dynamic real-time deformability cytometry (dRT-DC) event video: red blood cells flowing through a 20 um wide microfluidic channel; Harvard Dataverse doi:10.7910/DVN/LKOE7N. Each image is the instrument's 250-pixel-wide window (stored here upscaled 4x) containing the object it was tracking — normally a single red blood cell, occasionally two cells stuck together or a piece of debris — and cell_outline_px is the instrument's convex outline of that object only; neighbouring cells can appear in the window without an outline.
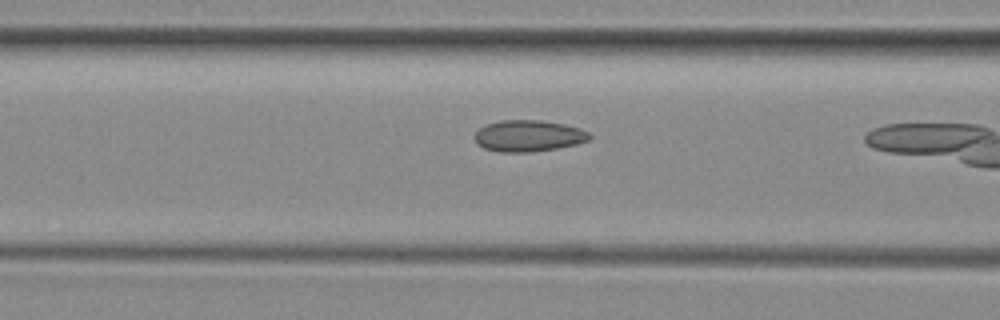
{"species": "common noctule bat (a hibernating species)", "species_latin": "Nyctalus noctula", "temperature_condition": "room temperature", "stored_images_in_passage": 18, "camera_frame_rate_fps": 3000, "um_per_image_px": 0.085, "animal": {"sex": "female", "body_mass_g": 29.2, "forearm_length_mm": 56.3}, "frame": {"image": 1, "passage_image": 16, "time_ms": 5.0, "image_size_px": [1000, 320], "cell_outline_px": [[592, 136], [588, 140], [576, 144], [556, 148], [528, 152], [500, 152], [484, 148], [476, 144], [476, 132], [480, 128], [488, 124], [500, 120], [540, 120], [564, 124], [580, 128], [588, 132]], "centroid_in_image_um": [44.92, 11.54], "position_along_channel_um": 121.7, "area_um2": 20.87}}